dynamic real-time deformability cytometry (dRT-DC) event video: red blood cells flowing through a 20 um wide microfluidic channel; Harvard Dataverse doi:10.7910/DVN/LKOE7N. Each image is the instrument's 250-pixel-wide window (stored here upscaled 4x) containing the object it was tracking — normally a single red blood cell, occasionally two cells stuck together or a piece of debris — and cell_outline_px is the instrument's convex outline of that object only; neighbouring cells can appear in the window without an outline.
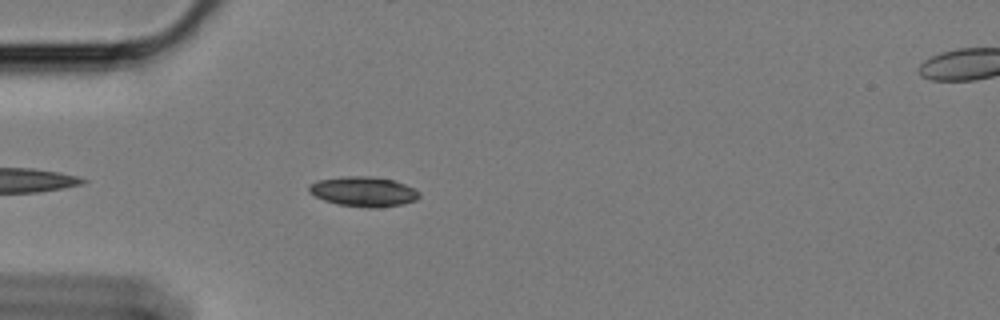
{"species": "Egyptian fruit bat (a non-hibernating species)", "species_latin": "Rousettus aegyptiacus", "temperature_condition": "cold", "stored_images_in_passage": 20, "camera_frame_rate_fps": 3000, "um_per_image_px": 0.085, "animal": {"sex": "female"}, "frame": {"image": 1, "passage_image": 5, "time_ms": 1.333, "image_size_px": [1000, 320], "cell_outline_px": [[420, 196], [416, 200], [404, 204], [376, 208], [368, 208], [336, 204], [324, 200], [308, 192], [308, 184], [316, 180], [344, 176], [368, 176], [392, 180], [404, 184], [420, 192]], "centroid_in_image_um": [30.86, 16.29], "position_along_channel_um": 54.1, "area_um2": 19.31}}
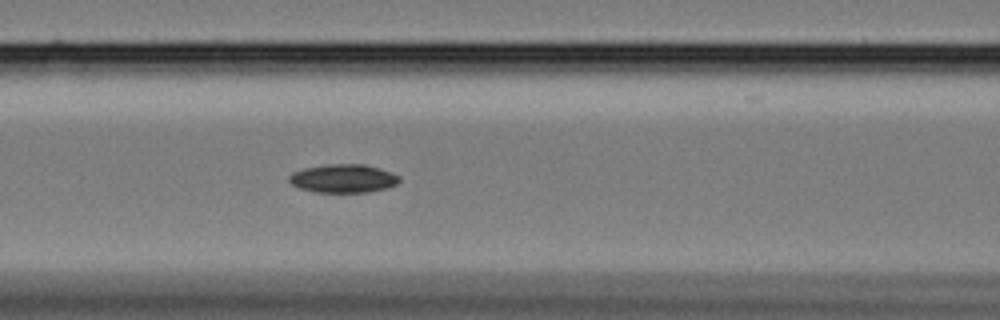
{"frame": {"image": 2, "passage_image": 13, "time_ms": 4.0, "image_size_px": [1000, 320], "cell_outline_px": [[400, 180], [396, 184], [384, 188], [368, 192], [316, 192], [300, 188], [292, 184], [288, 180], [288, 176], [292, 172], [304, 168], [328, 164], [364, 164], [380, 168], [392, 172], [400, 176]], "centroid_in_image_um": [29.17, 15.16], "position_along_channel_um": 137.4, "area_um2": 18.26}}
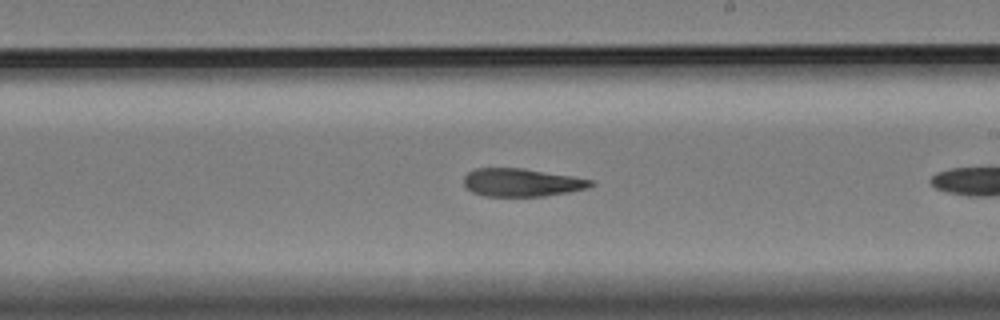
{"frame": {"image": 3, "passage_image": 19, "time_ms": 6.0, "image_size_px": [1000, 320], "cell_outline_px": [[596, 184], [588, 188], [568, 192], [544, 196], [484, 196], [472, 192], [464, 184], [464, 176], [468, 172], [476, 168], [524, 168], [572, 176], [592, 180]], "centroid_in_image_um": [44.35, 15.51], "position_along_channel_um": 244.6, "area_um2": 20.75}}